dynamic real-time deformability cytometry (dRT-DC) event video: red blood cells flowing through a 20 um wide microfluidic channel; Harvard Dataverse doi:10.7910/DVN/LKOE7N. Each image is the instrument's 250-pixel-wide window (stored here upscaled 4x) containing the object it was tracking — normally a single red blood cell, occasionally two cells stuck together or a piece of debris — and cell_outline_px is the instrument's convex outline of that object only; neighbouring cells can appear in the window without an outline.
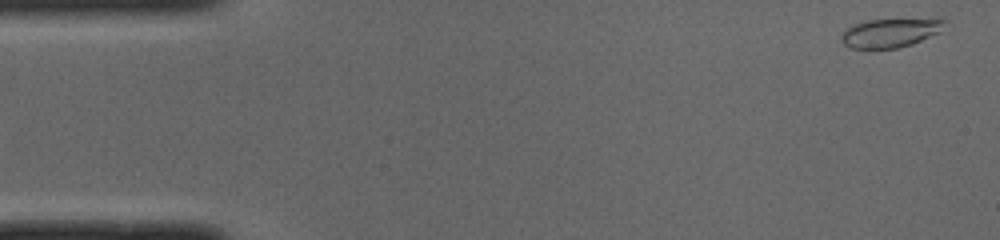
{"species": "common noctule bat (a hibernating species)", "species_latin": "Nyctalus noctula", "temperature_condition": "cold", "stored_images_in_passage": 50, "segment_of_instrument_passage": [1, 2], "camera_frame_rate_fps": 3000, "um_per_image_px": 0.085, "animal": {"sex": "male", "body_mass_g": 19.0, "forearm_length_mm": 50.8}, "frame": {"image": 1, "passage_image": 1, "time_ms": 0.0, "image_size_px": [1000, 240], "cell_outline_px": [[944, 20], [940, 32], [912, 44], [900, 48], [872, 52], [868, 52], [852, 48], [844, 44], [840, 40], [840, 36], [848, 28], [856, 24], [868, 20], [940, 16]], "centroid_in_image_um": [75.69, 2.81], "position_along_channel_um": 9.3, "area_um2": 18.55}}
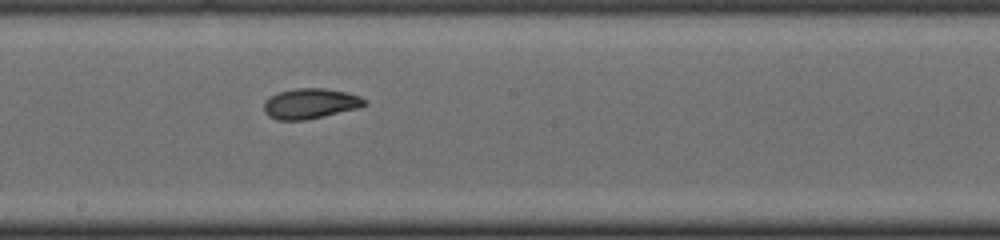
{"frame": {"image": 2, "passage_image": 26, "time_ms": 8.333, "image_size_px": [1000, 240], "cell_outline_px": [[368, 104], [360, 108], [304, 120], [276, 120], [268, 116], [264, 112], [264, 104], [272, 96], [280, 92], [296, 88], [324, 88], [344, 92], [360, 96], [368, 100]], "centroid_in_image_um": [26.42, 8.81], "position_along_channel_um": 221.8, "area_um2": 17.69}}
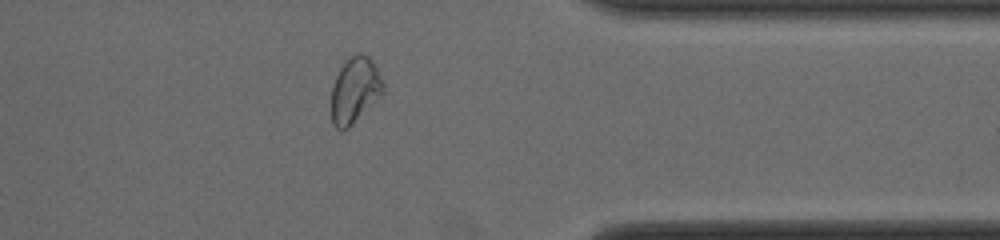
{"frame": {"image": 3, "passage_image": 39, "time_ms": 12.667, "image_size_px": [1000, 240], "cell_outline_px": [[384, 92], [348, 128], [336, 128], [332, 124], [332, 84], [340, 68], [356, 52], [360, 52], [368, 56], [372, 60], [384, 84]], "centroid_in_image_um": [30.16, 7.64], "position_along_channel_um": 381.2, "area_um2": 19.48}}